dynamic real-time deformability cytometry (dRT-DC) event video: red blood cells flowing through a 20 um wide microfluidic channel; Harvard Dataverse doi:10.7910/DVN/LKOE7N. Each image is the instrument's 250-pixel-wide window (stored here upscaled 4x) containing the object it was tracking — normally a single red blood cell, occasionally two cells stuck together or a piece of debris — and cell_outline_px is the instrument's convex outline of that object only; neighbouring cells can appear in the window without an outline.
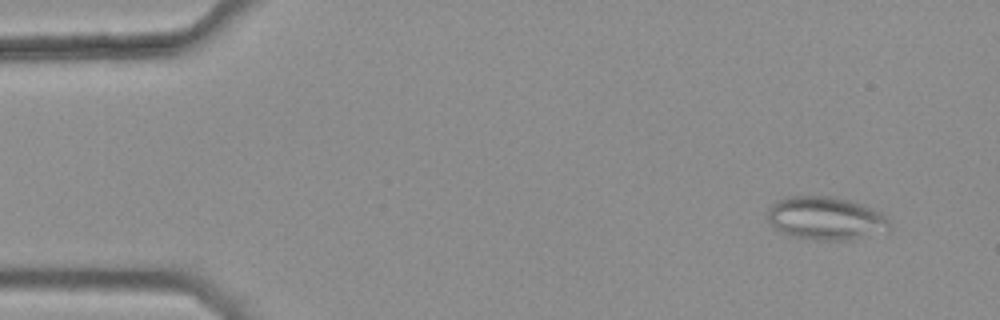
{"species": "common noctule bat (a hibernating species)", "species_latin": "Nyctalus noctula", "temperature_condition": "warm", "stored_images_in_passage": 45, "camera_frame_rate_fps": 3000, "um_per_image_px": 0.085, "animal": {"sex": "female", "body_mass_g": 25.1}, "frame": {"image": 1, "passage_image": 4, "time_ms": 1.0, "image_size_px": [1000, 320], "cell_outline_px": [[888, 228], [848, 240], [816, 240], [796, 236], [784, 232], [776, 228], [768, 220], [768, 208], [772, 204], [788, 196], [832, 196], [848, 200], [860, 204], [880, 212], [888, 220]], "centroid_in_image_um": [70.12, 18.53], "position_along_channel_um": 14.9, "area_um2": 29.71}}
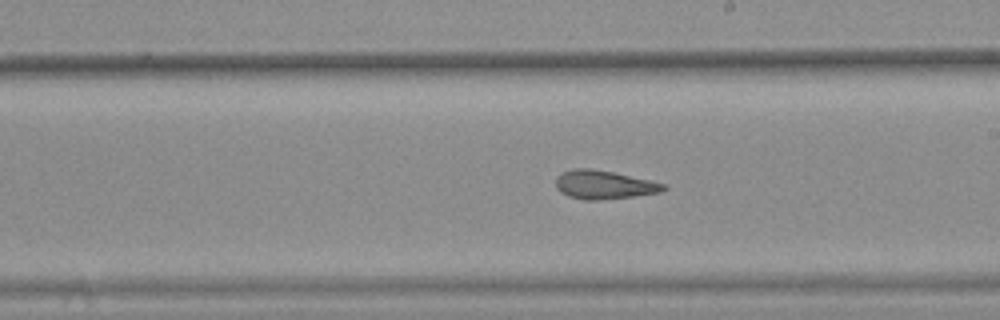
{"frame": {"image": 2, "passage_image": 30, "time_ms": 9.667, "image_size_px": [1000, 320], "cell_outline_px": [[668, 188], [660, 192], [632, 196], [600, 200], [584, 200], [568, 196], [560, 192], [556, 188], [556, 176], [572, 168], [588, 168], [612, 172], [668, 184]], "centroid_in_image_um": [51.33, 15.7], "position_along_channel_um": 237.7, "area_um2": 17.92}}
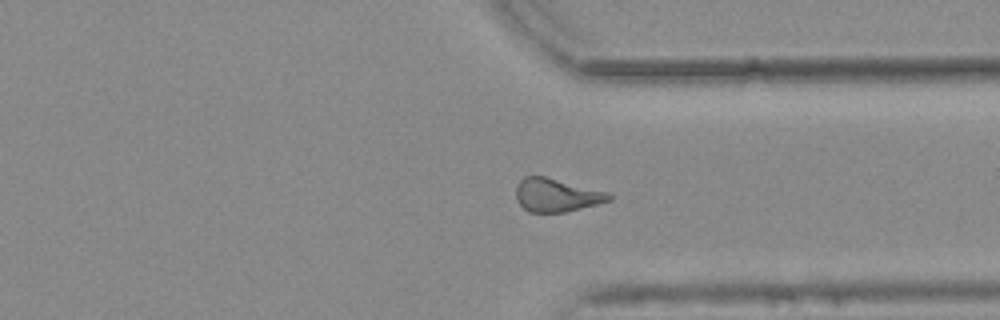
{"frame": {"image": 3, "passage_image": 40, "time_ms": 13.0, "image_size_px": [1000, 320], "cell_outline_px": [[612, 200], [564, 212], [528, 212], [516, 200], [516, 188], [520, 180], [524, 176], [544, 176], [608, 192], [612, 196]], "centroid_in_image_um": [47.28, 16.58], "position_along_channel_um": 364.1, "area_um2": 17.86}, "authors_computed_cell_mechanics": {"area_um2": 18.8428, "velocity_mm_per_s": 3.7882, "shape_relaxation_time_tau1_ms": null, "shape_relaxation_time_tau2_ms": 4.0415, "deformation_change_tau1": null, "deformation_change_tau2": 0.1343}}